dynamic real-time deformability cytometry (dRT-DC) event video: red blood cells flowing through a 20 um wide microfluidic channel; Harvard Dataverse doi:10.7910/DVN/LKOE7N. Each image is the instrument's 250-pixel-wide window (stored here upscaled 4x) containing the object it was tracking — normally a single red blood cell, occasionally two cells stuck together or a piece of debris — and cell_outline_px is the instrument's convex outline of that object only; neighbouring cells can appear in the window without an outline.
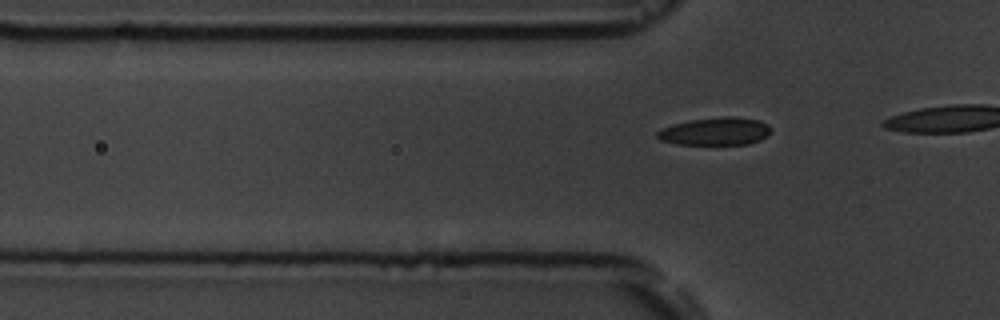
{"species": "common noctule bat (a hibernating species)", "species_latin": "Nyctalus noctula", "temperature_condition": "room temperature", "stored_images_in_passage": 7, "segment_of_instrument_passage": [2, 2], "camera_frame_rate_fps": 3000, "um_per_image_px": 0.085, "animal": {"sex": "male", "body_mass_g": 19.5, "forearm_length_mm": 54.6}, "frame": {"image": 1, "passage_image": 7, "time_ms": 7.0, "image_size_px": [1000, 320], "cell_outline_px": [[772, 128], [768, 136], [760, 140], [748, 144], [676, 144], [660, 140], [656, 136], [656, 132], [672, 124], [688, 120], [724, 116], [732, 116], [760, 120], [768, 124]], "centroid_in_image_um": [60.83, 11.16], "position_along_channel_um": 65.0, "area_um2": 18.55}}